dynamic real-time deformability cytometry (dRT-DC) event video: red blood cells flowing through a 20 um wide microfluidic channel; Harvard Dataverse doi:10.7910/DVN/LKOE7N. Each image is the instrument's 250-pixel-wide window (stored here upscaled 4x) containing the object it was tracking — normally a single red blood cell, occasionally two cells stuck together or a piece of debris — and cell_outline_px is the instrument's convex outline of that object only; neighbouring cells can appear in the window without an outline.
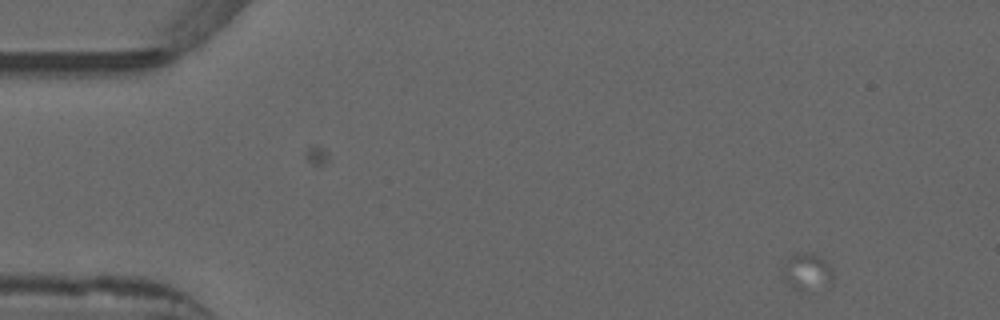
{"species": "common noctule bat (a hibernating species)", "species_latin": "Nyctalus noctula", "temperature_condition": "warm", "stored_images_in_passage": 13, "camera_frame_rate_fps": 3000, "um_per_image_px": 0.085, "animal": {"sex": "male", "forearm_length_mm": 52.5}, "frame": {"image": 1, "passage_image": 4, "time_ms": 1.0, "image_size_px": [1000, 320], "cell_outline_px": [[832, 284], [800, 288], [792, 288], [784, 280], [784, 268], [788, 256], [796, 252], [808, 252], [824, 260], [832, 268]], "centroid_in_image_um": [68.58, 23.03], "position_along_channel_um": 16.4, "area_um2": 10.23}}